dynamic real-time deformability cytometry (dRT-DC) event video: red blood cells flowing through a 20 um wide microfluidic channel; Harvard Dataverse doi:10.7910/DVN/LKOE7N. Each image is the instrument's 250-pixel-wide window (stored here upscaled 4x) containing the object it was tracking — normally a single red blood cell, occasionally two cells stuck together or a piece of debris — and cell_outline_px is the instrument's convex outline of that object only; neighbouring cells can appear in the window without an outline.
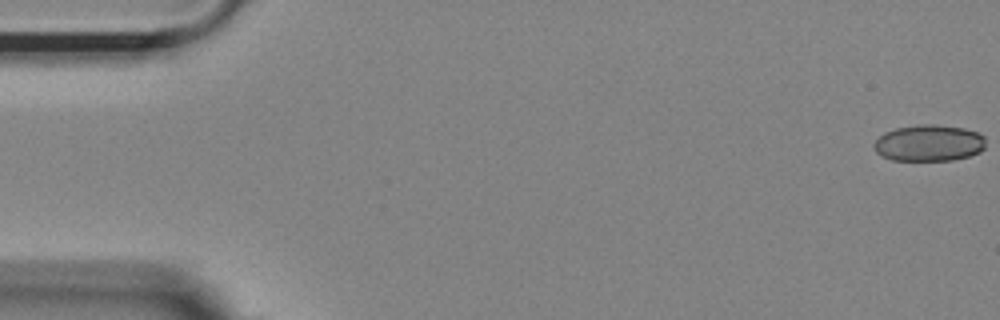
{"species": "Egyptian fruit bat (a non-hibernating species)", "species_latin": "Rousettus aegyptiacus", "temperature_condition": "room temperature", "stored_images_in_passage": 54, "camera_frame_rate_fps": 3000, "um_per_image_px": 0.085, "animal": {"sex": "female"}, "frame": {"image": 1, "passage_image": 1, "time_ms": 0.0, "image_size_px": [1000, 320], "cell_outline_px": [[984, 148], [980, 152], [968, 156], [952, 160], [892, 160], [876, 152], [872, 144], [884, 132], [896, 128], [916, 124], [936, 124], [964, 128], [976, 132], [984, 136]], "centroid_in_image_um": [78.95, 12.14], "position_along_channel_um": 6.1, "area_um2": 23.76}}
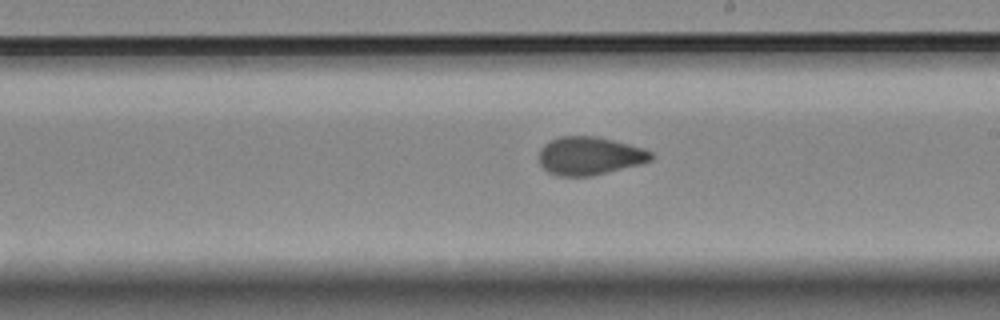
{"frame": {"image": 2, "passage_image": 31, "time_ms": 10.0, "image_size_px": [1000, 320], "cell_outline_px": [[652, 160], [640, 164], [592, 176], [560, 176], [548, 172], [540, 164], [540, 148], [548, 140], [560, 136], [596, 136], [628, 144], [652, 152]], "centroid_in_image_um": [50.08, 13.25], "position_along_channel_um": 238.9, "area_um2": 24.8}}
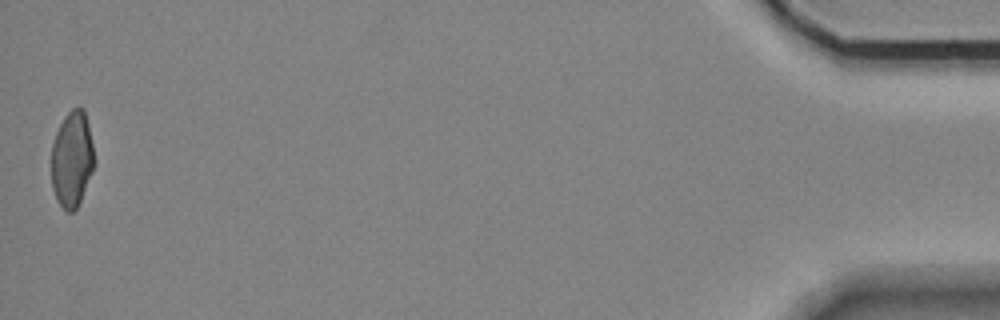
{"frame": {"image": 3, "passage_image": 54, "time_ms": 17.667, "image_size_px": [1000, 320], "cell_outline_px": [[92, 172], [80, 200], [76, 208], [72, 212], [68, 212], [56, 200], [52, 188], [52, 144], [56, 132], [64, 116], [72, 108], [84, 108], [88, 124], [92, 144]], "centroid_in_image_um": [6.09, 13.52], "position_along_channel_um": 429.1, "area_um2": 23.47}, "authors_computed_cell_mechanics": {"area_um2": 24.854, "velocity_mm_per_s": 3.6892, "shape_relaxation_time_tau1_ms": null, "shape_relaxation_time_tau2_ms": 1.1148, "deformation_change_tau1": null, "deformation_change_tau2": 0.051}}